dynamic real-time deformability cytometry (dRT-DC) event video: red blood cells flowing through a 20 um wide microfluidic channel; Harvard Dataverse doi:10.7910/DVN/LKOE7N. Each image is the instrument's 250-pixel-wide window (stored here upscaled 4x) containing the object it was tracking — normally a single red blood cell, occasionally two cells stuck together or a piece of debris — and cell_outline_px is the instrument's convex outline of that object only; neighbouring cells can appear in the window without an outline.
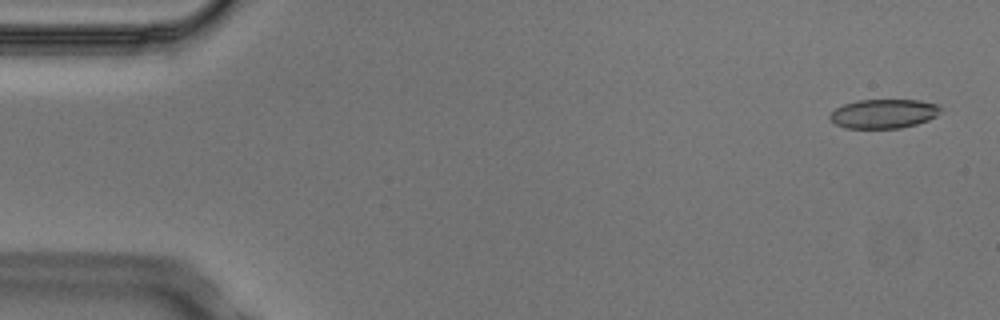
{"species": "Egyptian fruit bat (a non-hibernating species)", "species_latin": "Rousettus aegyptiacus", "temperature_condition": "cold", "stored_images_in_passage": 7, "camera_frame_rate_fps": 3000, "um_per_image_px": 0.085, "animal": {"sex": "male"}, "frame": {"image": 1, "passage_image": 1, "time_ms": 0.0, "image_size_px": [1000, 320], "cell_outline_px": [[940, 112], [936, 116], [928, 120], [916, 124], [900, 128], [844, 128], [836, 124], [828, 116], [836, 108], [844, 104], [856, 100], [920, 100], [940, 104]], "centroid_in_image_um": [75.13, 9.66], "position_along_channel_um": 9.9, "area_um2": 18.84}}
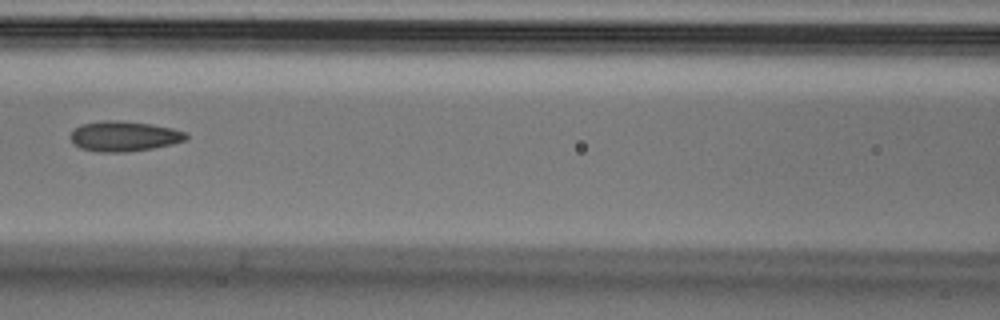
{"frame": {"image": 2, "passage_image": 6, "time_ms": 1.667, "image_size_px": [1000, 320], "cell_outline_px": [[188, 140], [172, 144], [152, 148], [128, 152], [96, 152], [80, 148], [72, 144], [72, 132], [80, 124], [104, 120], [120, 120], [152, 124], [172, 128], [184, 132], [188, 136]], "centroid_in_image_um": [10.55, 11.58], "position_along_channel_um": 156.1, "area_um2": 20.46}}
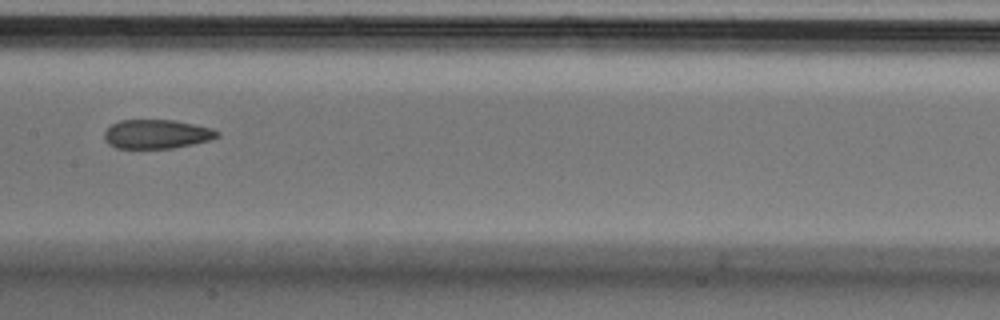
{"frame": {"image": 3, "passage_image": 7, "time_ms": 2.0, "image_size_px": [1000, 320], "cell_outline_px": [[220, 136], [212, 140], [172, 148], [116, 148], [108, 144], [104, 140], [104, 132], [112, 124], [120, 120], [176, 120], [196, 124], [212, 128], [220, 132]], "centroid_in_image_um": [13.35, 11.39], "position_along_channel_um": 194.1, "area_um2": 19.31}}